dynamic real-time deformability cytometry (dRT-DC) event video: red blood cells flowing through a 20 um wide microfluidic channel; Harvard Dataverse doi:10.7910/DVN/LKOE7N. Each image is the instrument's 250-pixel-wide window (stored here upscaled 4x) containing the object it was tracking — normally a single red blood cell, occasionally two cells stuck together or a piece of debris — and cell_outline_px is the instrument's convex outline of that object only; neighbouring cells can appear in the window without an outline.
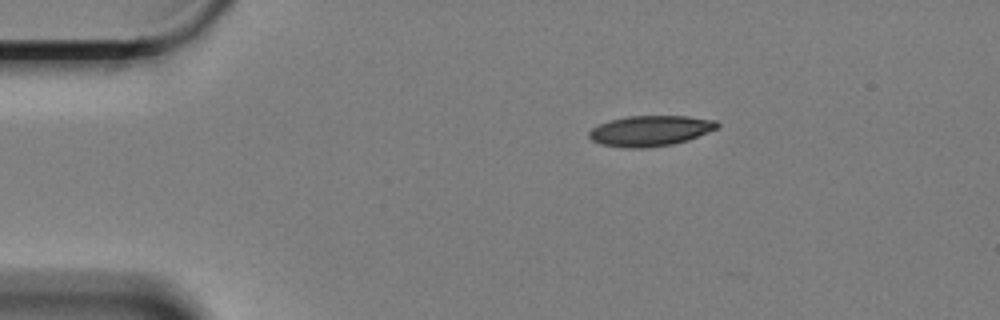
{"species": "Egyptian fruit bat (a non-hibernating species)", "species_latin": "Rousettus aegyptiacus", "temperature_condition": "cold", "stored_images_in_passage": 50, "camera_frame_rate_fps": 3000, "um_per_image_px": 0.085, "animal": {"sex": "female"}, "frame": {"image": 1, "passage_image": 1, "time_ms": 0.0, "image_size_px": [1000, 320], "cell_outline_px": [[720, 124], [716, 128], [708, 132], [688, 140], [672, 144], [644, 148], [624, 148], [600, 144], [592, 140], [588, 136], [588, 132], [592, 128], [600, 124], [612, 120], [628, 116], [688, 116], [716, 120]], "centroid_in_image_um": [55.27, 11.12], "position_along_channel_um": 29.7, "area_um2": 22.72}}
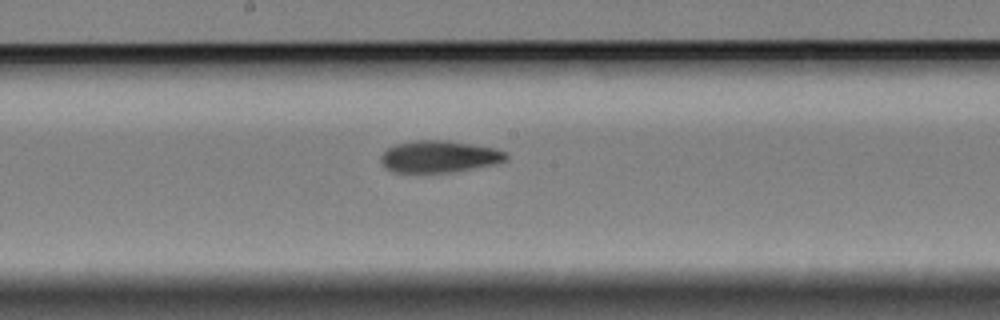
{"frame": {"image": 2, "passage_image": 22, "time_ms": 7.0, "image_size_px": [1000, 320], "cell_outline_px": [[508, 160], [496, 164], [448, 172], [396, 172], [388, 168], [380, 160], [380, 156], [388, 148], [396, 144], [416, 140], [444, 140], [496, 148], [504, 152], [508, 156]], "centroid_in_image_um": [37.35, 13.3], "position_along_channel_um": 210.8, "area_um2": 22.95}}
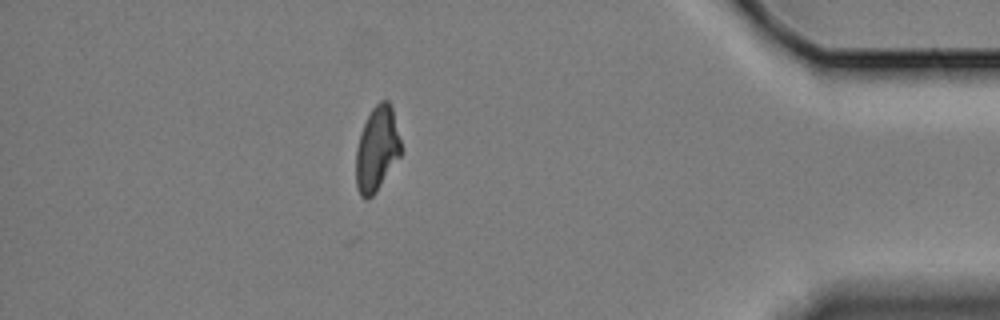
{"frame": {"image": 3, "passage_image": 43, "time_ms": 14.0, "image_size_px": [1000, 320], "cell_outline_px": [[400, 156], [376, 192], [368, 200], [364, 200], [360, 196], [356, 184], [356, 148], [364, 124], [372, 108], [380, 100], [388, 100], [392, 108], [400, 140]], "centroid_in_image_um": [32.02, 12.7], "position_along_channel_um": 403.2, "area_um2": 21.96}, "authors_computed_cell_mechanics": {"area_um2": 23.1489, "velocity_mm_per_s": 3.3284, "shape_relaxation_time_tau1_ms": 4.8578, "shape_relaxation_time_tau2_ms": 4.6667, "deformation_change_tau1": 0.1388, "deformation_change_tau2": 0.1103}}